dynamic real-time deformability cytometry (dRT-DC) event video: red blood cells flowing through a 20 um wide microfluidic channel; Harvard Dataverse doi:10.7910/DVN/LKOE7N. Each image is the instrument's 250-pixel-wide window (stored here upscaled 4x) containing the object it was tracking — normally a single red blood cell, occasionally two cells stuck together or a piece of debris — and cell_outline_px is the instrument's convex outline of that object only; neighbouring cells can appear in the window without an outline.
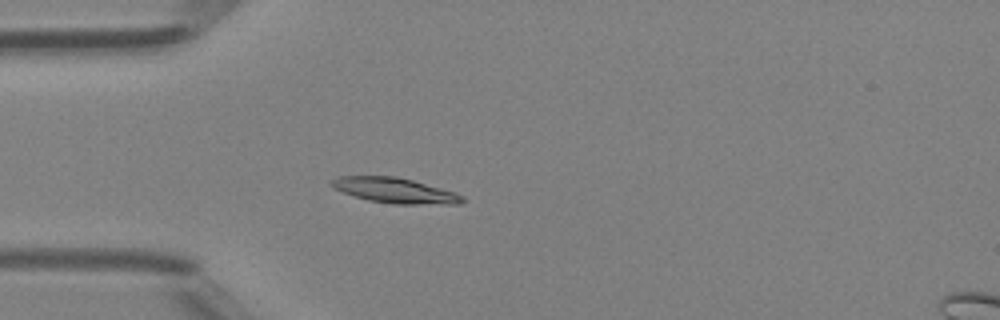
{"species": "Egyptian fruit bat (a non-hibernating species)", "species_latin": "Rousettus aegyptiacus", "temperature_condition": "room temperature", "stored_images_in_passage": 36, "camera_frame_rate_fps": 3000, "um_per_image_px": 0.085, "animal": {"sex": "female"}, "frame": {"image": 1, "passage_image": 1, "time_ms": 0.0, "image_size_px": [1000, 320], "cell_outline_px": [[464, 200], [460, 204], [392, 204], [368, 200], [344, 192], [328, 184], [336, 176], [396, 176], [412, 180], [456, 192], [464, 196]], "centroid_in_image_um": [33.59, 16.19], "position_along_channel_um": 51.4, "area_um2": 19.19}}
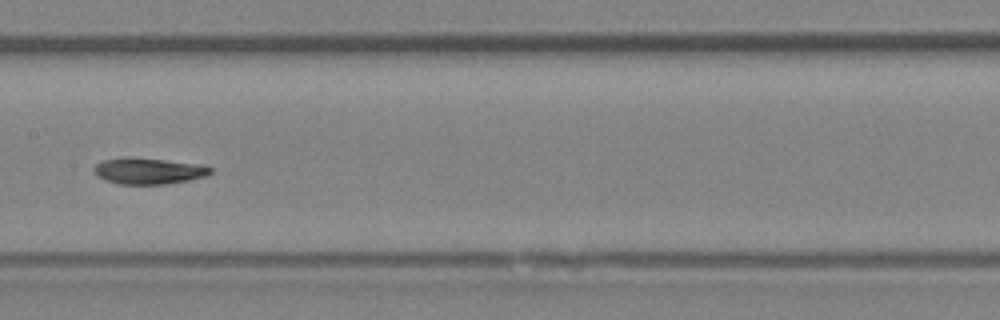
{"frame": {"image": 2, "passage_image": 12, "time_ms": 3.667, "image_size_px": [1000, 320], "cell_outline_px": [[212, 172], [208, 176], [188, 180], [164, 184], [120, 184], [104, 180], [96, 176], [92, 168], [96, 164], [104, 160], [128, 156], [164, 160], [192, 164], [212, 168]], "centroid_in_image_um": [12.55, 14.53], "position_along_channel_um": 194.8, "area_um2": 17.69}}
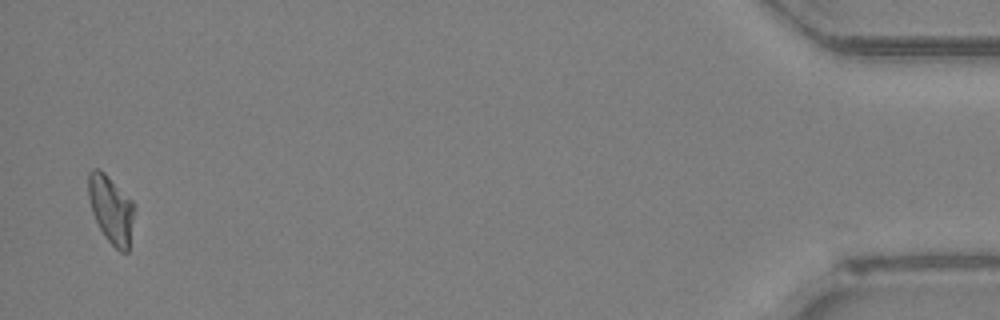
{"frame": {"image": 3, "passage_image": 35, "time_ms": 11.333, "image_size_px": [1000, 320], "cell_outline_px": [[136, 208], [128, 252], [120, 252], [104, 236], [92, 212], [88, 196], [88, 172], [92, 168], [96, 168], [104, 172], [136, 204]], "centroid_in_image_um": [9.46, 17.78], "position_along_channel_um": 425.7, "area_um2": 18.32}, "authors_computed_cell_mechanics": {"area_um2": 18.0336, "velocity_mm_per_s": 4.1926, "shape_relaxation_time_tau1_ms": 8.1792, "shape_relaxation_time_tau2_ms": 4.9072, "deformation_change_tau1": 0.1878, "deformation_change_tau2": 0.0862}}